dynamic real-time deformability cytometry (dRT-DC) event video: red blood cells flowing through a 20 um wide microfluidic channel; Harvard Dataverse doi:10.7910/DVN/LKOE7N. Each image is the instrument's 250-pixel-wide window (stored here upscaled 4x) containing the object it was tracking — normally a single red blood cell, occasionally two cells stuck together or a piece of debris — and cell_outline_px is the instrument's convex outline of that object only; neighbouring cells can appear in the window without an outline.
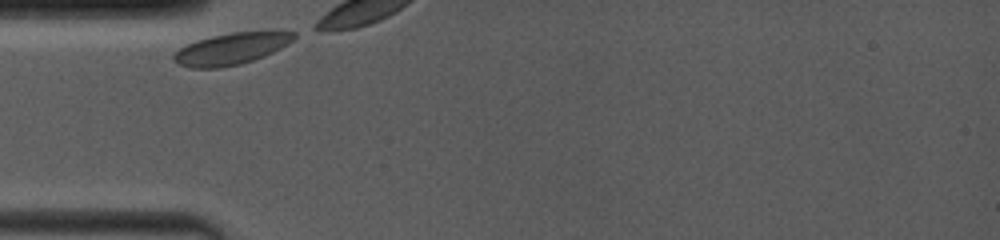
{"species": "common noctule bat (a hibernating species)", "species_latin": "Nyctalus noctula", "temperature_condition": "room temperature", "stored_images_in_passage": 5, "camera_frame_rate_fps": 4000, "um_per_image_px": 0.085, "animal": {"sex": "female", "body_mass_g": 19.0, "forearm_length_mm": 53.3}, "frame": {"image": 1, "passage_image": 1, "time_ms": 0.0, "image_size_px": [1000, 240], "cell_outline_px": [[296, 36], [292, 40], [280, 48], [264, 56], [240, 64], [220, 68], [192, 68], [180, 64], [172, 60], [172, 56], [180, 48], [196, 40], [212, 36], [232, 32], [296, 32]], "centroid_in_image_um": [19.61, 4.16], "position_along_channel_um": 65.4, "area_um2": 21.73}}